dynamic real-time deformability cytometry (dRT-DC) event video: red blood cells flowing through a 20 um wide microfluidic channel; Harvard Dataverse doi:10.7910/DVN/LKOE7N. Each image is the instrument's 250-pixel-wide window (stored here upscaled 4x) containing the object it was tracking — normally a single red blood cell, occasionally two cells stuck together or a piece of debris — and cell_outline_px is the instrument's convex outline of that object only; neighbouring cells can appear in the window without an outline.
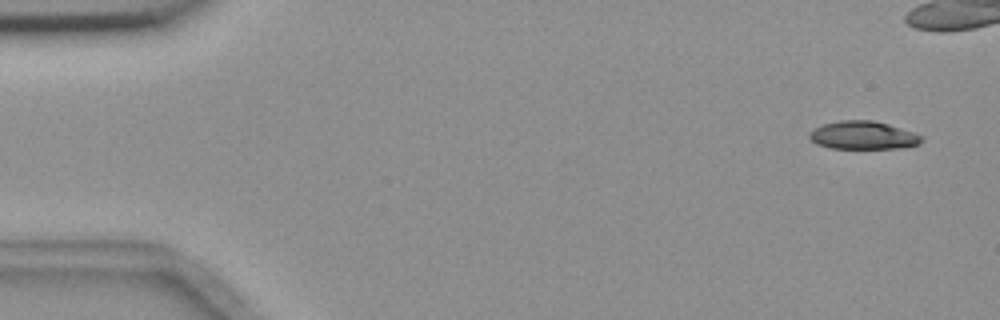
{"species": "common noctule bat (a hibernating species)", "species_latin": "Nyctalus noctula", "temperature_condition": "room temperature", "stored_images_in_passage": 7, "camera_frame_rate_fps": 3000, "um_per_image_px": 0.085, "animal": {"sex": "female", "body_mass_g": 18.4}, "frame": {"image": 1, "passage_image": 1, "time_ms": 0.0, "image_size_px": [1000, 320], "cell_outline_px": [[924, 140], [920, 144], [900, 148], [832, 148], [816, 144], [808, 136], [808, 132], [824, 124], [840, 120], [872, 120], [888, 124], [924, 136]], "centroid_in_image_um": [73.38, 11.5], "position_along_channel_um": 11.6, "area_um2": 18.32}}